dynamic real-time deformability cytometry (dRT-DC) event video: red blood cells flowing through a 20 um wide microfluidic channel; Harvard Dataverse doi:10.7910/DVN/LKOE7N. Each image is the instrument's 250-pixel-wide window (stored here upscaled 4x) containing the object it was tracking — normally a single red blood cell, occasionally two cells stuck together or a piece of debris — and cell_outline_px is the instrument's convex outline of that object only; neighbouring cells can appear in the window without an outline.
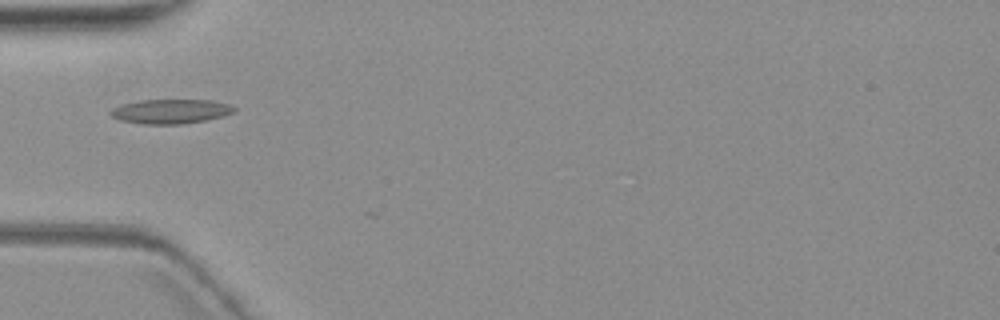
{"species": "common noctule bat (a hibernating species)", "species_latin": "Nyctalus noctula", "temperature_condition": "warm", "stored_images_in_passage": 5, "camera_frame_rate_fps": 3000, "um_per_image_px": 0.085, "animal": {"sex": "female", "body_mass_g": 19.3, "forearm_length_mm": 54.1}, "frame": {"image": 1, "passage_image": 5, "time_ms": 5.333, "image_size_px": [1000, 320], "cell_outline_px": [[236, 112], [208, 120], [180, 124], [144, 124], [120, 120], [112, 116], [108, 112], [112, 108], [120, 104], [140, 100], [212, 100], [228, 104], [236, 108]], "centroid_in_image_um": [14.5, 9.46], "position_along_channel_um": 70.5, "area_um2": 17.69}}